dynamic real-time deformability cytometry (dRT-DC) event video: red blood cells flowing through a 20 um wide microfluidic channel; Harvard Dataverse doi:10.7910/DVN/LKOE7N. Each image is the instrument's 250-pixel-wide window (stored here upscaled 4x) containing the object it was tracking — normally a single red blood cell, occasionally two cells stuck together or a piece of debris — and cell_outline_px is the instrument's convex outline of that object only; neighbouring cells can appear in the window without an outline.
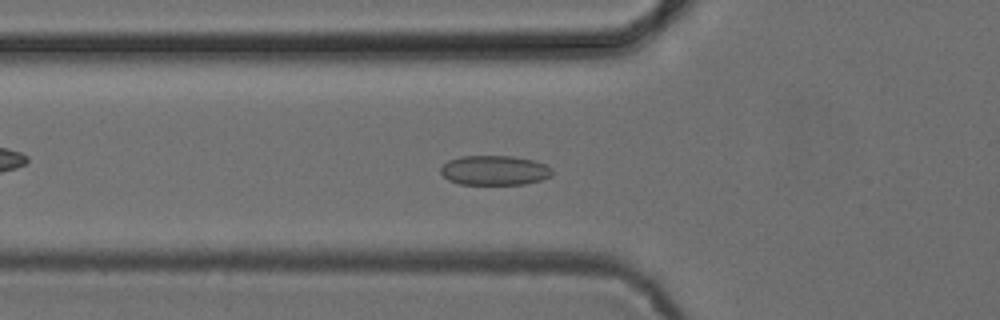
{"species": "common noctule bat (a hibernating species)", "species_latin": "Nyctalus noctula", "temperature_condition": "cold", "stored_images_in_passage": 44, "camera_frame_rate_fps": 3000, "um_per_image_px": 0.085, "animal": {"sex": "female", "body_mass_g": 24.6, "forearm_length_mm": 56.2}, "frame": {"image": 1, "passage_image": 10, "time_ms": 3.0, "image_size_px": [1000, 320], "cell_outline_px": [[552, 176], [540, 180], [524, 184], [460, 184], [448, 180], [440, 172], [440, 168], [448, 160], [460, 156], [512, 156], [532, 160], [544, 164], [552, 168]], "centroid_in_image_um": [42.02, 14.48], "position_along_channel_um": 83.8, "area_um2": 19.25}}
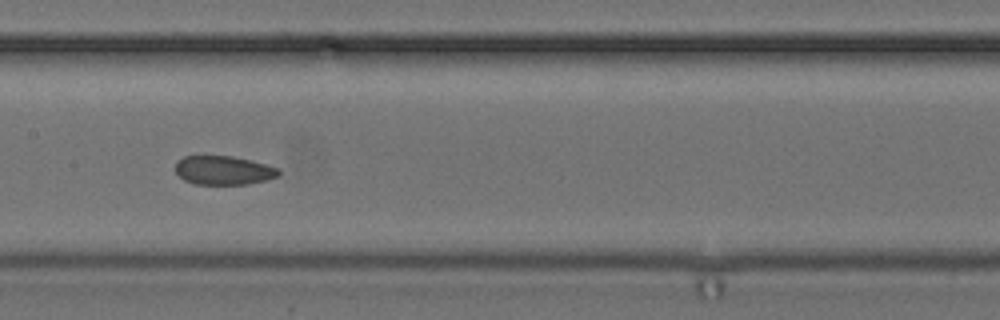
{"frame": {"image": 2, "passage_image": 18, "time_ms": 5.667, "image_size_px": [1000, 320], "cell_outline_px": [[280, 176], [248, 184], [196, 184], [184, 180], [176, 172], [176, 160], [184, 156], [232, 156], [264, 164], [276, 168], [280, 172]], "centroid_in_image_um": [18.97, 14.48], "position_along_channel_um": 188.4, "area_um2": 17.17}}
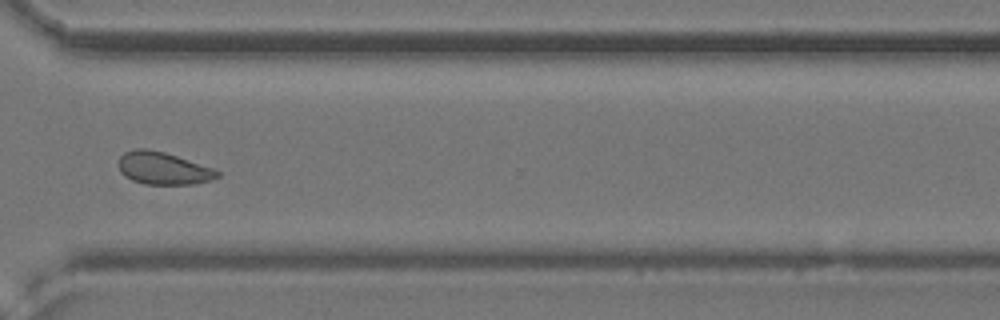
{"frame": {"image": 3, "passage_image": 31, "time_ms": 10.0, "image_size_px": [1000, 320], "cell_outline_px": [[220, 176], [212, 180], [192, 184], [144, 184], [132, 180], [124, 176], [120, 172], [120, 156], [124, 152], [136, 148], [148, 148], [164, 152], [212, 168], [220, 172]], "centroid_in_image_um": [13.86, 14.31], "position_along_channel_um": 356.7, "area_um2": 18.55}, "authors_computed_cell_mechanics": {"area_um2": 18.4382, "velocity_mm_per_s": 3.8921, "shape_relaxation_time_tau1_ms": null, "shape_relaxation_time_tau2_ms": 2.0969, "deformation_change_tau1": null, "deformation_change_tau2": 0.0526}}